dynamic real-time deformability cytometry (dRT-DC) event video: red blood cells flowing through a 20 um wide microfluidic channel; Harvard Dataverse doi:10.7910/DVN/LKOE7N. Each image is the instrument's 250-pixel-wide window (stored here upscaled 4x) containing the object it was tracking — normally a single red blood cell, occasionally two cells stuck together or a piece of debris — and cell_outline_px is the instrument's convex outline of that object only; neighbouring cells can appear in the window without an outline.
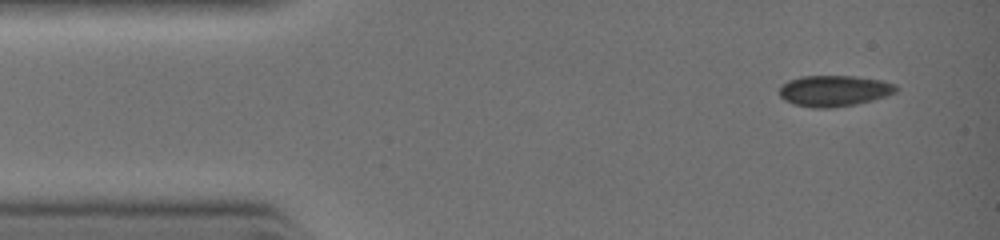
{"species": "common noctule bat (a hibernating species)", "species_latin": "Nyctalus noctula", "temperature_condition": "warm", "stored_images_in_passage": 14, "camera_frame_rate_fps": 3000, "um_per_image_px": 0.085, "animal": {"sex": "female", "body_mass_g": 19.0, "forearm_length_mm": 51.5}, "frame": {"image": 1, "passage_image": 1, "time_ms": 0.0, "image_size_px": [1000, 240], "cell_outline_px": [[900, 88], [896, 92], [872, 100], [856, 104], [828, 108], [812, 108], [796, 104], [784, 100], [780, 96], [780, 84], [788, 80], [800, 76], [856, 76], [884, 80], [896, 84]], "centroid_in_image_um": [70.91, 7.7], "position_along_channel_um": 14.1, "area_um2": 21.27}}
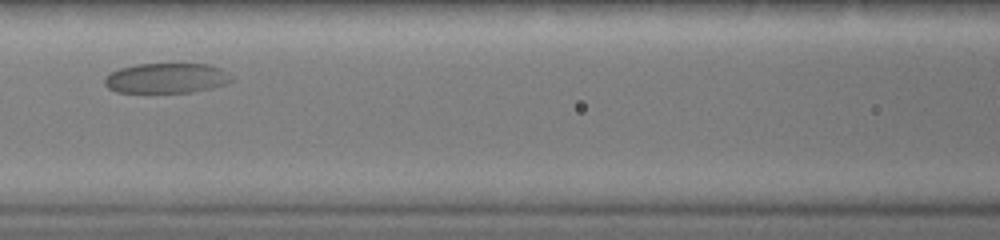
{"frame": {"image": 2, "passage_image": 10, "time_ms": 4.333, "image_size_px": [1000, 240], "cell_outline_px": [[232, 80], [224, 84], [192, 92], [116, 92], [108, 88], [104, 84], [104, 80], [112, 72], [120, 68], [136, 64], [208, 64], [220, 68]], "centroid_in_image_um": [14.09, 6.64], "position_along_channel_um": 152.5, "area_um2": 21.79}}